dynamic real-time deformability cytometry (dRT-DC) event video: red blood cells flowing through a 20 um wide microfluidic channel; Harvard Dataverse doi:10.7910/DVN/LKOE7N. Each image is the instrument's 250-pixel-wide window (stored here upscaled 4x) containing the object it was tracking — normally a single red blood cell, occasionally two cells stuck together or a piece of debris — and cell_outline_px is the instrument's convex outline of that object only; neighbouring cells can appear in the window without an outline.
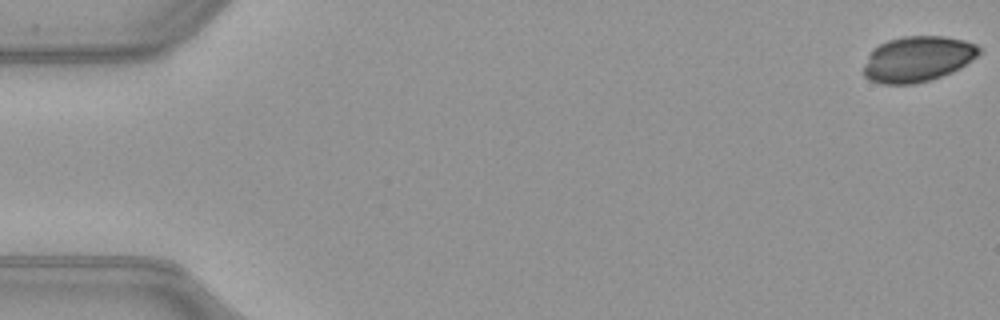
{"species": "common noctule bat (a hibernating species)", "species_latin": "Nyctalus noctula", "temperature_condition": "warm", "stored_images_in_passage": 52, "camera_frame_rate_fps": 3000, "um_per_image_px": 0.085, "animal": {"sex": "female", "body_mass_g": 21.9}, "frame": {"image": 1, "passage_image": 1, "time_ms": 0.0, "image_size_px": [1000, 320], "cell_outline_px": [[980, 52], [976, 56], [960, 68], [952, 72], [928, 80], [912, 84], [880, 84], [868, 80], [864, 76], [864, 64], [872, 48], [888, 40], [904, 36], [944, 36], [964, 40], [976, 44], [980, 48]], "centroid_in_image_um": [77.96, 5.01], "position_along_channel_um": 7.0, "area_um2": 30.63}}
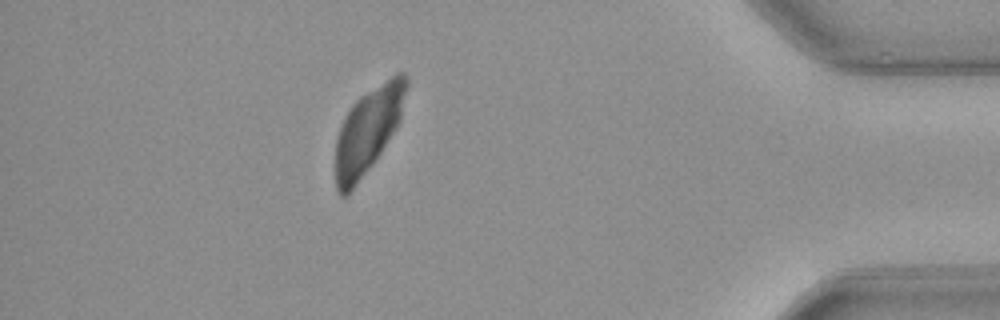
{"frame": {"image": 2, "passage_image": 46, "time_ms": 15.0, "image_size_px": [1000, 320], "cell_outline_px": [[408, 84], [400, 120], [396, 128], [376, 160], [348, 196], [340, 196], [336, 188], [336, 140], [340, 128], [352, 104], [360, 96], [396, 72], [404, 72], [408, 76]], "centroid_in_image_um": [31.3, 11.08], "position_along_channel_um": 403.9, "area_um2": 35.32}}